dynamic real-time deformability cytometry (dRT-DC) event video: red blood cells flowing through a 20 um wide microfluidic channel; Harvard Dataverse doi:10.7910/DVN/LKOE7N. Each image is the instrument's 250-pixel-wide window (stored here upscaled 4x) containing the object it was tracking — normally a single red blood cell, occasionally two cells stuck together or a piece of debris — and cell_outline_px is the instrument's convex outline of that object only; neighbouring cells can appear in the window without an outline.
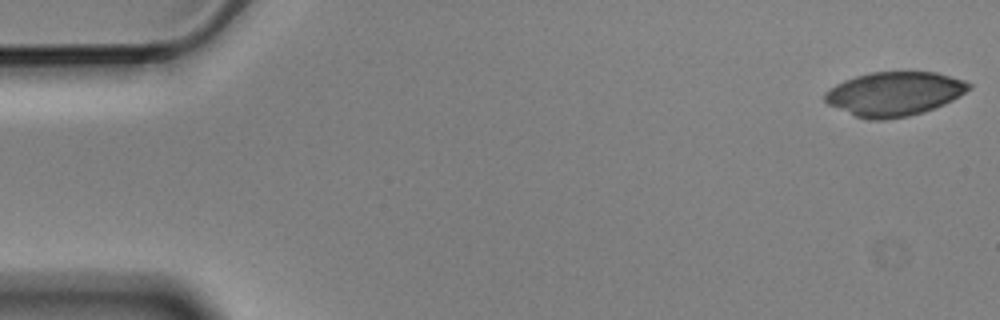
{"species": "Egyptian fruit bat (a non-hibernating species)", "species_latin": "Rousettus aegyptiacus", "temperature_condition": "cold", "stored_images_in_passage": 5, "camera_frame_rate_fps": 3000, "um_per_image_px": 0.085, "animal": {"sex": "male"}, "frame": {"image": 1, "passage_image": 1, "time_ms": 0.0, "image_size_px": [1000, 320], "cell_outline_px": [[972, 88], [960, 96], [944, 104], [924, 112], [908, 116], [884, 120], [868, 120], [856, 116], [828, 104], [824, 100], [824, 92], [836, 84], [844, 80], [856, 76], [872, 72], [936, 72], [964, 80], [972, 84]], "centroid_in_image_um": [76.03, 7.97], "position_along_channel_um": 9.0, "area_um2": 36.99}}